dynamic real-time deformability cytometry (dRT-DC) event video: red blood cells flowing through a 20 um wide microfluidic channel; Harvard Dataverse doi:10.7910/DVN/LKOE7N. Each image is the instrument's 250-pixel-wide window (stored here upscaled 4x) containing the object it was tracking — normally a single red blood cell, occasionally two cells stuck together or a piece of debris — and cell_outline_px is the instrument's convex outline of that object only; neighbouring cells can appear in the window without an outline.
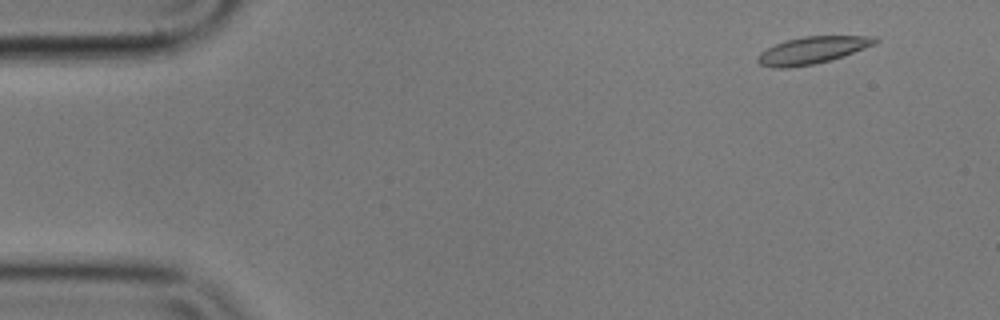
{"species": "common noctule bat (a hibernating species)", "species_latin": "Nyctalus noctula", "temperature_condition": "cold", "stored_images_in_passage": 55, "camera_frame_rate_fps": 3000, "um_per_image_px": 0.085, "animal": {"sex": "male", "body_mass_g": 17.9}, "frame": {"image": 1, "passage_image": 4, "time_ms": 1.0, "image_size_px": [1000, 320], "cell_outline_px": [[880, 40], [876, 44], [828, 60], [812, 64], [788, 68], [772, 68], [760, 64], [756, 60], [760, 52], [776, 44], [788, 40], [804, 36], [876, 36]], "centroid_in_image_um": [69.03, 4.26], "position_along_channel_um": 16.0, "area_um2": 18.21}}
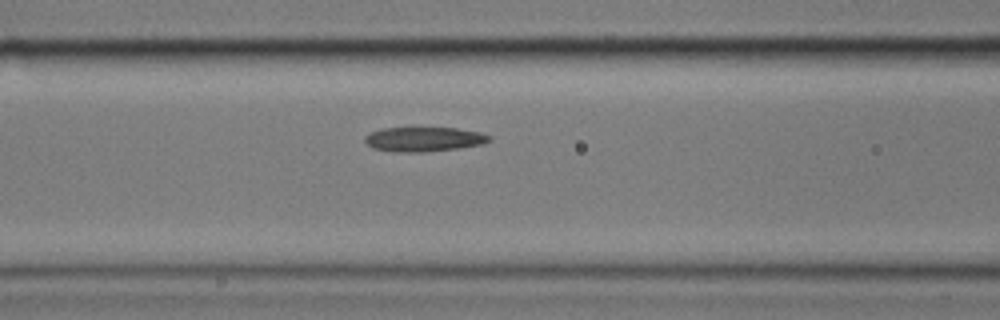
{"frame": {"image": 2, "passage_image": 22, "time_ms": 7.0, "image_size_px": [1000, 320], "cell_outline_px": [[492, 140], [484, 144], [460, 148], [424, 152], [392, 152], [372, 148], [364, 140], [364, 136], [372, 132], [384, 128], [456, 128], [480, 132], [492, 136]], "centroid_in_image_um": [36.07, 11.84], "position_along_channel_um": 130.5, "area_um2": 17.92}}
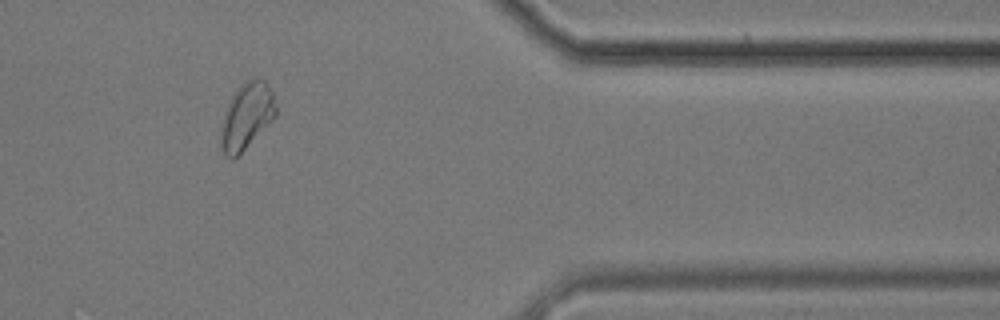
{"frame": {"image": 3, "passage_image": 46, "time_ms": 15.0, "image_size_px": [1000, 320], "cell_outline_px": [[276, 116], [232, 160], [224, 156], [220, 144], [220, 128], [224, 112], [228, 100], [248, 80], [256, 76], [264, 80], [268, 84], [272, 92], [276, 108]], "centroid_in_image_um": [20.93, 9.87], "position_along_channel_um": 390.5, "area_um2": 20.98}, "authors_computed_cell_mechanics": {"area_um2": 18.496, "velocity_mm_per_s": 3.5435, "shape_relaxation_time_tau1_ms": null, "shape_relaxation_time_tau2_ms": 4.4333, "deformation_change_tau1": null, "deformation_change_tau2": 0.0801}}